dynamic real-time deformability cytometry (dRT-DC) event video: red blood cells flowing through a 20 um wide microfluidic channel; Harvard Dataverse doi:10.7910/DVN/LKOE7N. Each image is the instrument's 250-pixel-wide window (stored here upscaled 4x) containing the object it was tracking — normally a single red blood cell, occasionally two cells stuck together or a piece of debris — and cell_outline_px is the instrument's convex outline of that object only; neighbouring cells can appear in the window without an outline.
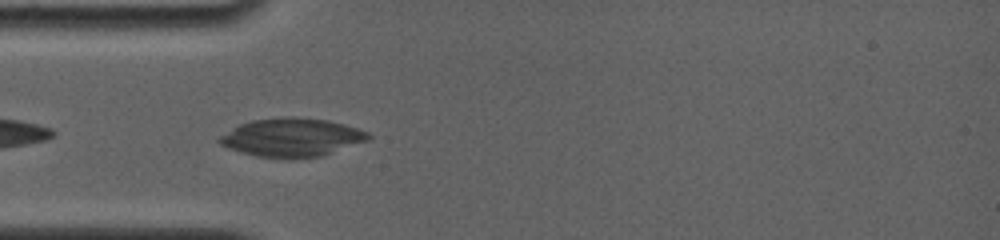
{"species": "common noctule bat (a hibernating species)", "species_latin": "Nyctalus noctula", "temperature_condition": "room temperature", "stored_images_in_passage": 6, "camera_frame_rate_fps": 4000, "um_per_image_px": 0.085, "animal": {"sex": "female", "body_mass_g": 19.0, "forearm_length_mm": 56.7}, "frame": {"image": 1, "passage_image": 3, "time_ms": 0.75, "image_size_px": [1000, 240], "cell_outline_px": [[372, 136], [368, 140], [324, 156], [256, 156], [240, 152], [228, 148], [220, 144], [216, 140], [220, 136], [232, 128], [240, 124], [252, 120], [288, 116], [292, 116], [328, 120], [344, 124], [368, 132]], "centroid_in_image_um": [24.81, 11.65], "position_along_channel_um": 60.2, "area_um2": 32.83}}
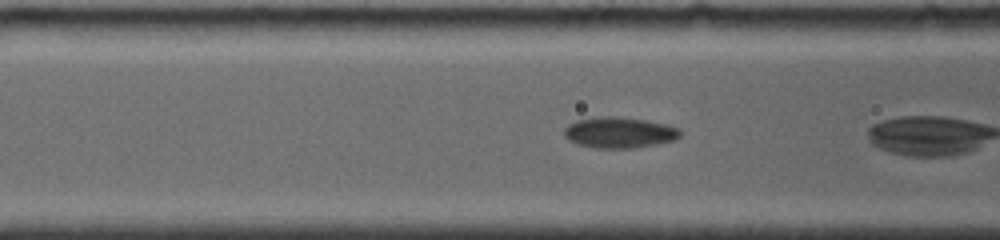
{"frame": {"image": 2, "passage_image": 5, "time_ms": 1.5, "image_size_px": [1000, 240], "cell_outline_px": [[680, 136], [672, 140], [656, 144], [636, 148], [596, 148], [576, 144], [568, 140], [564, 136], [564, 128], [568, 124], [576, 120], [608, 116], [644, 120], [664, 124], [680, 128]], "centroid_in_image_um": [52.6, 11.28], "position_along_channel_um": 114.0, "area_um2": 20.69}}